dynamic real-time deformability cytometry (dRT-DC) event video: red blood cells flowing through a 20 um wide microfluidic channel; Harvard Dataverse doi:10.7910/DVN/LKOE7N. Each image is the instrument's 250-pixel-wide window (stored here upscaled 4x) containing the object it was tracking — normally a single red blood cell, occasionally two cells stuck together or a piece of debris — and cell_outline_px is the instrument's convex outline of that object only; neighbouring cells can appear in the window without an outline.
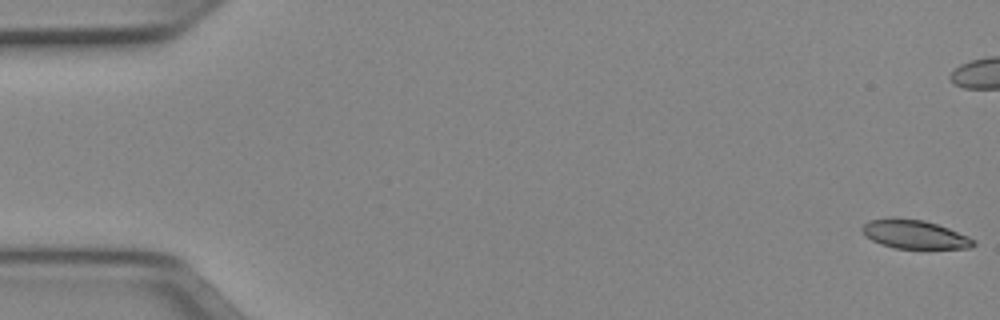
{"species": "Egyptian fruit bat (a non-hibernating species)", "species_latin": "Rousettus aegyptiacus", "temperature_condition": "cold", "stored_images_in_passage": 52, "camera_frame_rate_fps": 3000, "um_per_image_px": 0.085, "animal": {"sex": "female"}, "frame": {"image": 1, "passage_image": 1, "time_ms": 0.0, "image_size_px": [1000, 320], "cell_outline_px": [[976, 244], [972, 248], [896, 248], [880, 244], [864, 236], [860, 228], [868, 220], [892, 216], [896, 216], [924, 220], [948, 228], [968, 236], [976, 240]], "centroid_in_image_um": [77.69, 19.89], "position_along_channel_um": 7.3, "area_um2": 18.96}}
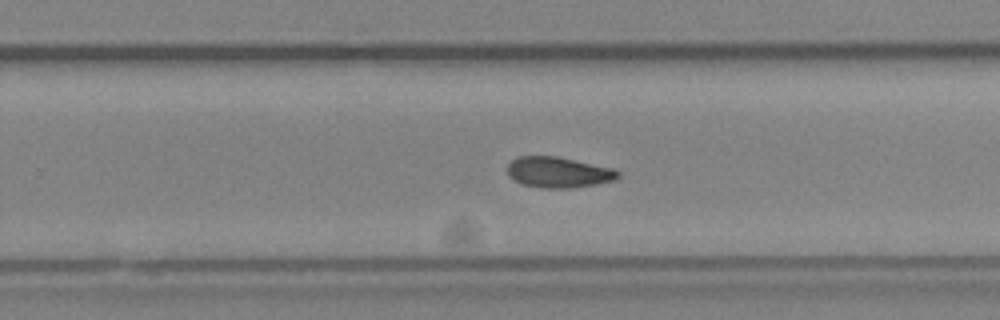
{"frame": {"image": 2, "passage_image": 33, "time_ms": 10.667, "image_size_px": [1000, 320], "cell_outline_px": [[620, 176], [616, 180], [596, 184], [572, 188], [544, 188], [524, 184], [508, 176], [508, 164], [516, 156], [556, 156], [616, 168], [620, 172]], "centroid_in_image_um": [47.52, 14.63], "position_along_channel_um": 282.3, "area_um2": 19.94}}
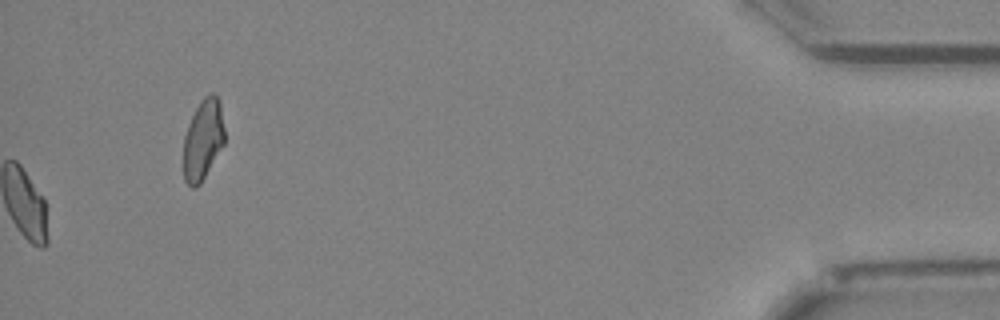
{"frame": {"image": 3, "passage_image": 52, "time_ms": 17.0, "image_size_px": [1000, 320], "cell_outline_px": [[224, 144], [200, 184], [196, 188], [192, 188], [184, 180], [184, 136], [188, 124], [200, 100], [204, 96], [212, 92], [216, 96], [220, 104], [224, 128]], "centroid_in_image_um": [17.25, 11.87], "position_along_channel_um": 417.9, "area_um2": 19.19}, "authors_computed_cell_mechanics": {"area_um2": 19.5653, "velocity_mm_per_s": 3.9621, "shape_relaxation_time_tau1_ms": null, "shape_relaxation_time_tau2_ms": 10.3867, "deformation_change_tau1": null, "deformation_change_tau2": 0.1743}}